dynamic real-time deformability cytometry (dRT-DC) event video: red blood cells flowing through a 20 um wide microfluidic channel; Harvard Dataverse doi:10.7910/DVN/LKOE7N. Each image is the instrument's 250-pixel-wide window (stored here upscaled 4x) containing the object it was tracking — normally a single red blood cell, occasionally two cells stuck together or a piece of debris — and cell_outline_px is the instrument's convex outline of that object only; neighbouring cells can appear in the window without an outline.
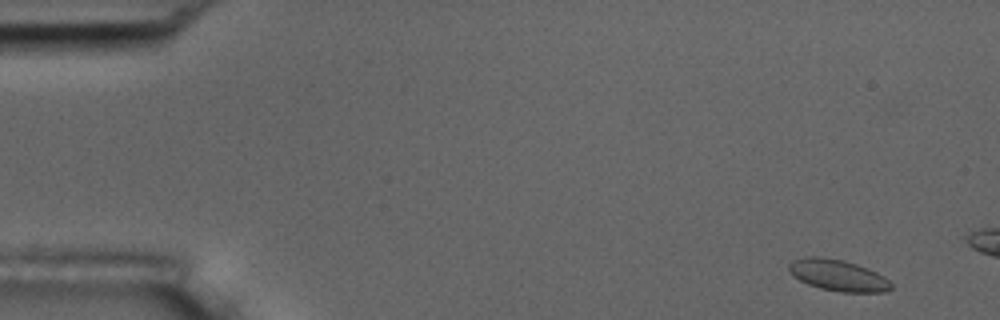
{"species": "common noctule bat (a hibernating species)", "species_latin": "Nyctalus noctula", "temperature_condition": "room temperature", "stored_images_in_passage": 11, "camera_frame_rate_fps": 3000, "um_per_image_px": 0.085, "animal": {"sex": "male", "body_mass_g": 17.5, "forearm_length_mm": 52.3}, "frame": {"image": 1, "passage_image": 2, "time_ms": 0.333, "image_size_px": [1000, 320], "cell_outline_px": [[892, 288], [884, 292], [840, 292], [820, 288], [808, 284], [800, 280], [788, 272], [788, 264], [792, 260], [804, 256], [820, 256], [844, 260], [868, 268], [884, 276], [892, 284]], "centroid_in_image_um": [71.2, 23.38], "position_along_channel_um": 13.8, "area_um2": 18.84}}